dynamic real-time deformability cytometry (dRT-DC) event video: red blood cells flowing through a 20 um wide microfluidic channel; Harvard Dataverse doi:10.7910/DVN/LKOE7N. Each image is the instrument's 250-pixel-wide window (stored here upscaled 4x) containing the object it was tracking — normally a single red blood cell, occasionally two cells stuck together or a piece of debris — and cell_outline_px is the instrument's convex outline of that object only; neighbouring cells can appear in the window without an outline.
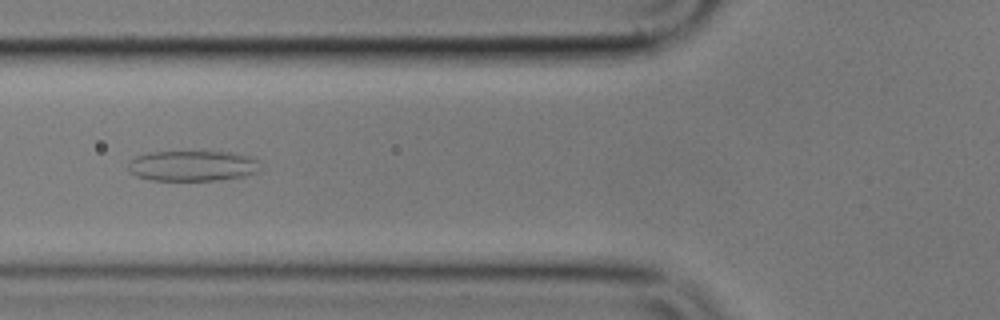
{"species": "common noctule bat (a hibernating species)", "species_latin": "Nyctalus noctula", "temperature_condition": "cold", "stored_images_in_passage": 48, "camera_frame_rate_fps": 3000, "um_per_image_px": 0.085, "animal": {"sex": "male", "body_mass_g": 17.9}, "frame": {"image": 1, "passage_image": 12, "time_ms": 3.667, "image_size_px": [1000, 320], "cell_outline_px": [[264, 168], [260, 172], [244, 176], [216, 180], [152, 180], [136, 176], [128, 172], [128, 160], [136, 156], [152, 152], [228, 152], [252, 156], [260, 160]], "centroid_in_image_um": [16.43, 14.09], "position_along_channel_um": 109.4, "area_um2": 23.93}}
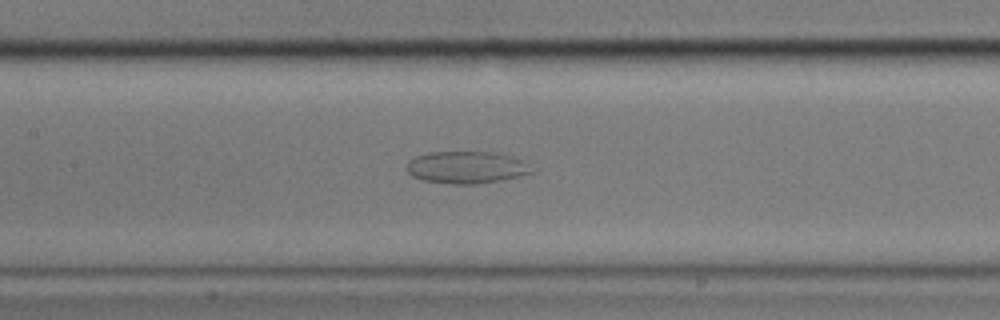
{"frame": {"image": 2, "passage_image": 17, "time_ms": 5.333, "image_size_px": [1000, 320], "cell_outline_px": [[532, 172], [520, 176], [500, 180], [476, 184], [452, 184], [424, 180], [412, 176], [404, 168], [408, 160], [416, 156], [428, 152], [500, 152], [512, 156], [520, 160]], "centroid_in_image_um": [39.56, 14.22], "position_along_channel_um": 167.8, "area_um2": 23.29}}
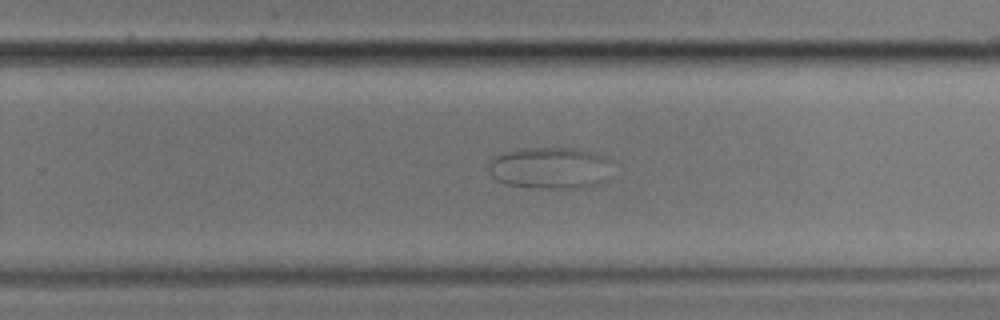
{"frame": {"image": 3, "passage_image": 27, "time_ms": 8.667, "image_size_px": [1000, 320], "cell_outline_px": [[612, 160], [608, 180], [600, 184], [576, 188], [532, 188], [504, 184], [496, 180], [488, 172], [488, 160], [492, 156], [500, 152], [524, 148], [580, 148], [596, 152], [608, 156]], "centroid_in_image_um": [46.76, 14.26], "position_along_channel_um": 283.0, "area_um2": 31.15}}